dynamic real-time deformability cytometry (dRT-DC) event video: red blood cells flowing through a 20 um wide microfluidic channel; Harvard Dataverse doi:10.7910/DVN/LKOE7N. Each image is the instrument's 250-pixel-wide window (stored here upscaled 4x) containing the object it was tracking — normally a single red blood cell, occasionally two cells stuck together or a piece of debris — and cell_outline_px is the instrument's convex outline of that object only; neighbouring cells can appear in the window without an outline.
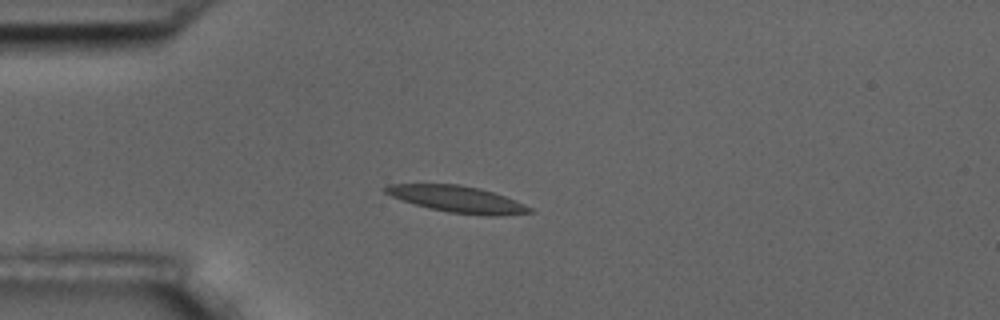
{"species": "common noctule bat (a hibernating species)", "species_latin": "Nyctalus noctula", "temperature_condition": "room temperature", "stored_images_in_passage": 14, "camera_frame_rate_fps": 3000, "um_per_image_px": 0.085, "animal": {"sex": "male", "body_mass_g": 17.5, "forearm_length_mm": 52.3}, "frame": {"image": 1, "passage_image": 3, "time_ms": 3.333, "image_size_px": [1000, 320], "cell_outline_px": [[536, 212], [500, 216], [492, 216], [448, 212], [416, 204], [392, 196], [384, 192], [384, 188], [388, 184], [460, 184], [480, 188], [504, 196], [524, 204], [532, 208]], "centroid_in_image_um": [38.93, 16.93], "position_along_channel_um": 46.1, "area_um2": 22.02}}
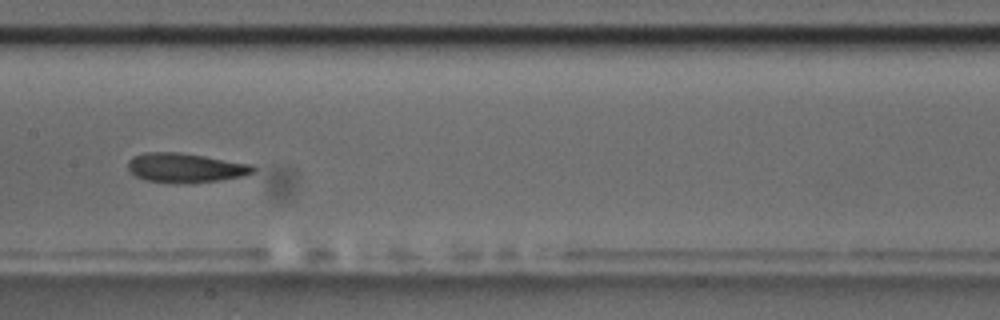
{"frame": {"image": 2, "passage_image": 7, "time_ms": 8.0, "image_size_px": [1000, 320], "cell_outline_px": [[256, 168], [252, 172], [244, 176], [220, 180], [188, 184], [176, 184], [148, 180], [136, 176], [128, 168], [128, 160], [132, 156], [144, 152], [180, 152], [252, 164]], "centroid_in_image_um": [15.76, 14.27], "position_along_channel_um": 191.6, "area_um2": 21.62}}
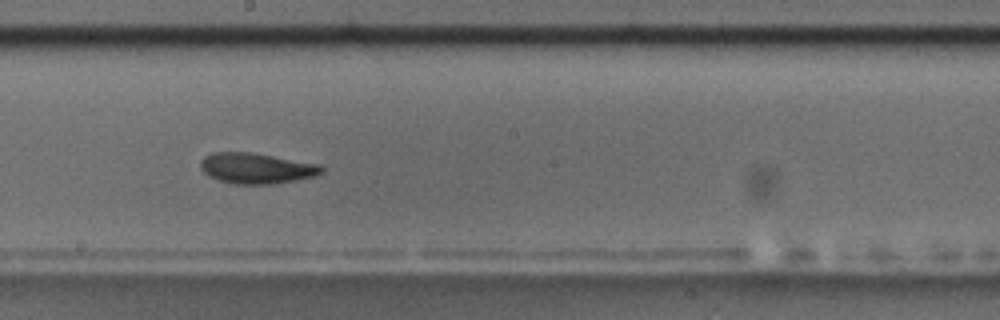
{"frame": {"image": 3, "passage_image": 8, "time_ms": 9.0, "image_size_px": [1000, 320], "cell_outline_px": [[324, 172], [312, 176], [296, 180], [272, 184], [232, 184], [208, 176], [200, 168], [200, 160], [204, 156], [212, 152], [248, 152], [320, 164], [324, 168]], "centroid_in_image_um": [21.76, 14.3], "position_along_channel_um": 226.4, "area_um2": 21.56}, "authors_computed_cell_mechanics": {"area_um2": 21.5016, "velocity_mm_per_s": 3.4959, "shape_relaxation_time_tau1_ms": 1.8786, "shape_relaxation_time_tau2_ms": 3.203, "deformation_change_tau1": 0.1004, "deformation_change_tau2": 0.0986}}